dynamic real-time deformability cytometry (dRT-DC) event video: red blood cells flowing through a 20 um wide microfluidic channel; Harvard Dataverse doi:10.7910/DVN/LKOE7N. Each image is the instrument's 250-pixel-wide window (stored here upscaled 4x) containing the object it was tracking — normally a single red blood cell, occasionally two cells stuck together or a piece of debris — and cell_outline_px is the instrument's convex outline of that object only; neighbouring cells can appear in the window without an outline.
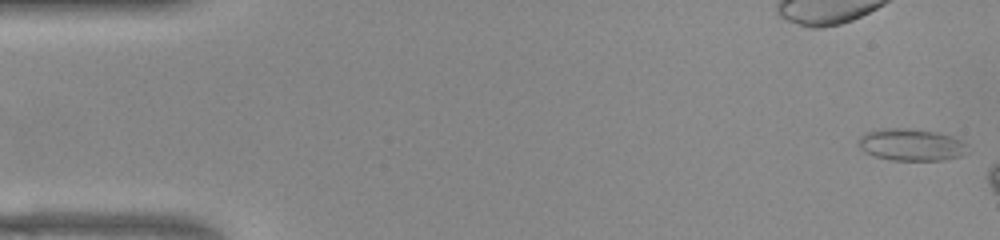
{"species": "common noctule bat (a hibernating species)", "species_latin": "Nyctalus noctula", "temperature_condition": "warm", "stored_images_in_passage": 12, "camera_frame_rate_fps": 3000, "um_per_image_px": 0.085, "animal": {"sex": "female", "body_mass_g": 22.0, "forearm_length_mm": 56.7}, "frame": {"image": 1, "passage_image": 1, "time_ms": 0.0, "image_size_px": [1000, 240], "cell_outline_px": [[968, 152], [960, 156], [944, 160], [892, 160], [876, 156], [864, 152], [856, 144], [856, 140], [860, 136], [868, 132], [880, 128], [912, 128], [936, 132], [952, 136], [968, 144]], "centroid_in_image_um": [77.44, 12.29], "position_along_channel_um": 7.6, "area_um2": 20.63}}